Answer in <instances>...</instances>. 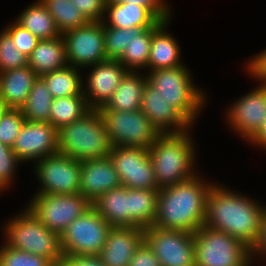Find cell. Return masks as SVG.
<instances>
[{
  "label": "cell",
  "instance_id": "277c9868",
  "mask_svg": "<svg viewBox=\"0 0 266 266\" xmlns=\"http://www.w3.org/2000/svg\"><path fill=\"white\" fill-rule=\"evenodd\" d=\"M58 153L80 162L109 156L112 144L98 109L57 129Z\"/></svg>",
  "mask_w": 266,
  "mask_h": 266
},
{
  "label": "cell",
  "instance_id": "ab89813d",
  "mask_svg": "<svg viewBox=\"0 0 266 266\" xmlns=\"http://www.w3.org/2000/svg\"><path fill=\"white\" fill-rule=\"evenodd\" d=\"M88 21H102L105 15L106 0H71Z\"/></svg>",
  "mask_w": 266,
  "mask_h": 266
},
{
  "label": "cell",
  "instance_id": "d6986e66",
  "mask_svg": "<svg viewBox=\"0 0 266 266\" xmlns=\"http://www.w3.org/2000/svg\"><path fill=\"white\" fill-rule=\"evenodd\" d=\"M121 186L109 156L81 162L79 193L91 204L102 194Z\"/></svg>",
  "mask_w": 266,
  "mask_h": 266
},
{
  "label": "cell",
  "instance_id": "5bb4252c",
  "mask_svg": "<svg viewBox=\"0 0 266 266\" xmlns=\"http://www.w3.org/2000/svg\"><path fill=\"white\" fill-rule=\"evenodd\" d=\"M109 157L122 186L130 189L159 190L148 149L112 146Z\"/></svg>",
  "mask_w": 266,
  "mask_h": 266
},
{
  "label": "cell",
  "instance_id": "7a4b0ae2",
  "mask_svg": "<svg viewBox=\"0 0 266 266\" xmlns=\"http://www.w3.org/2000/svg\"><path fill=\"white\" fill-rule=\"evenodd\" d=\"M195 175L188 180L159 189L154 226L194 233L204 225L206 201L213 183Z\"/></svg>",
  "mask_w": 266,
  "mask_h": 266
},
{
  "label": "cell",
  "instance_id": "484cf974",
  "mask_svg": "<svg viewBox=\"0 0 266 266\" xmlns=\"http://www.w3.org/2000/svg\"><path fill=\"white\" fill-rule=\"evenodd\" d=\"M92 206L112 227H130L129 188L120 186L105 192Z\"/></svg>",
  "mask_w": 266,
  "mask_h": 266
},
{
  "label": "cell",
  "instance_id": "f546056e",
  "mask_svg": "<svg viewBox=\"0 0 266 266\" xmlns=\"http://www.w3.org/2000/svg\"><path fill=\"white\" fill-rule=\"evenodd\" d=\"M81 72L77 67L67 65L48 73L42 78L53 98L84 95Z\"/></svg>",
  "mask_w": 266,
  "mask_h": 266
},
{
  "label": "cell",
  "instance_id": "f1b7e54d",
  "mask_svg": "<svg viewBox=\"0 0 266 266\" xmlns=\"http://www.w3.org/2000/svg\"><path fill=\"white\" fill-rule=\"evenodd\" d=\"M30 31L38 39H52L61 34L57 30L54 19L40 0L30 4L15 21Z\"/></svg>",
  "mask_w": 266,
  "mask_h": 266
},
{
  "label": "cell",
  "instance_id": "4316f807",
  "mask_svg": "<svg viewBox=\"0 0 266 266\" xmlns=\"http://www.w3.org/2000/svg\"><path fill=\"white\" fill-rule=\"evenodd\" d=\"M159 21L153 28H130V42L117 59L128 71L148 68L152 33L163 23Z\"/></svg>",
  "mask_w": 266,
  "mask_h": 266
},
{
  "label": "cell",
  "instance_id": "8d00e7d4",
  "mask_svg": "<svg viewBox=\"0 0 266 266\" xmlns=\"http://www.w3.org/2000/svg\"><path fill=\"white\" fill-rule=\"evenodd\" d=\"M25 121L20 109L8 108L0 118V142L12 147Z\"/></svg>",
  "mask_w": 266,
  "mask_h": 266
},
{
  "label": "cell",
  "instance_id": "603a6c76",
  "mask_svg": "<svg viewBox=\"0 0 266 266\" xmlns=\"http://www.w3.org/2000/svg\"><path fill=\"white\" fill-rule=\"evenodd\" d=\"M171 19L164 21L153 33L151 38L150 56L148 70L180 67L181 49L167 27Z\"/></svg>",
  "mask_w": 266,
  "mask_h": 266
},
{
  "label": "cell",
  "instance_id": "60d3db41",
  "mask_svg": "<svg viewBox=\"0 0 266 266\" xmlns=\"http://www.w3.org/2000/svg\"><path fill=\"white\" fill-rule=\"evenodd\" d=\"M165 0H106V3H135L146 7L159 21L169 20L171 17L169 5Z\"/></svg>",
  "mask_w": 266,
  "mask_h": 266
},
{
  "label": "cell",
  "instance_id": "bcb514c9",
  "mask_svg": "<svg viewBox=\"0 0 266 266\" xmlns=\"http://www.w3.org/2000/svg\"><path fill=\"white\" fill-rule=\"evenodd\" d=\"M250 144L260 146L266 150V118L258 133L249 141Z\"/></svg>",
  "mask_w": 266,
  "mask_h": 266
},
{
  "label": "cell",
  "instance_id": "8992f818",
  "mask_svg": "<svg viewBox=\"0 0 266 266\" xmlns=\"http://www.w3.org/2000/svg\"><path fill=\"white\" fill-rule=\"evenodd\" d=\"M147 81L192 125L206 103L205 92L196 87L184 66L149 70Z\"/></svg>",
  "mask_w": 266,
  "mask_h": 266
},
{
  "label": "cell",
  "instance_id": "7c38bea8",
  "mask_svg": "<svg viewBox=\"0 0 266 266\" xmlns=\"http://www.w3.org/2000/svg\"><path fill=\"white\" fill-rule=\"evenodd\" d=\"M144 241L161 266H195L194 233L152 225L144 229Z\"/></svg>",
  "mask_w": 266,
  "mask_h": 266
},
{
  "label": "cell",
  "instance_id": "3957f363",
  "mask_svg": "<svg viewBox=\"0 0 266 266\" xmlns=\"http://www.w3.org/2000/svg\"><path fill=\"white\" fill-rule=\"evenodd\" d=\"M189 133L188 130L161 134L148 148L159 189L176 185L197 174L194 171L195 142Z\"/></svg>",
  "mask_w": 266,
  "mask_h": 266
},
{
  "label": "cell",
  "instance_id": "9a60e30c",
  "mask_svg": "<svg viewBox=\"0 0 266 266\" xmlns=\"http://www.w3.org/2000/svg\"><path fill=\"white\" fill-rule=\"evenodd\" d=\"M258 85L226 111L228 125L245 141H250L258 133L266 118V85Z\"/></svg>",
  "mask_w": 266,
  "mask_h": 266
},
{
  "label": "cell",
  "instance_id": "83f0119b",
  "mask_svg": "<svg viewBox=\"0 0 266 266\" xmlns=\"http://www.w3.org/2000/svg\"><path fill=\"white\" fill-rule=\"evenodd\" d=\"M159 190L129 188L130 227L146 229L155 222Z\"/></svg>",
  "mask_w": 266,
  "mask_h": 266
},
{
  "label": "cell",
  "instance_id": "e575fe53",
  "mask_svg": "<svg viewBox=\"0 0 266 266\" xmlns=\"http://www.w3.org/2000/svg\"><path fill=\"white\" fill-rule=\"evenodd\" d=\"M28 65V57L20 52L11 36L0 32V73Z\"/></svg>",
  "mask_w": 266,
  "mask_h": 266
},
{
  "label": "cell",
  "instance_id": "ffe728a7",
  "mask_svg": "<svg viewBox=\"0 0 266 266\" xmlns=\"http://www.w3.org/2000/svg\"><path fill=\"white\" fill-rule=\"evenodd\" d=\"M143 241L144 229L140 227H112L98 256L105 266H128Z\"/></svg>",
  "mask_w": 266,
  "mask_h": 266
},
{
  "label": "cell",
  "instance_id": "cb8c5ba5",
  "mask_svg": "<svg viewBox=\"0 0 266 266\" xmlns=\"http://www.w3.org/2000/svg\"><path fill=\"white\" fill-rule=\"evenodd\" d=\"M67 65L62 34L56 38L39 40L36 48L28 57V66L38 77H42Z\"/></svg>",
  "mask_w": 266,
  "mask_h": 266
},
{
  "label": "cell",
  "instance_id": "1f68e13d",
  "mask_svg": "<svg viewBox=\"0 0 266 266\" xmlns=\"http://www.w3.org/2000/svg\"><path fill=\"white\" fill-rule=\"evenodd\" d=\"M90 110L84 95L53 98L49 123L59 129L82 118Z\"/></svg>",
  "mask_w": 266,
  "mask_h": 266
},
{
  "label": "cell",
  "instance_id": "7dc6e473",
  "mask_svg": "<svg viewBox=\"0 0 266 266\" xmlns=\"http://www.w3.org/2000/svg\"><path fill=\"white\" fill-rule=\"evenodd\" d=\"M7 109H8V107H7L6 103H5V101L0 96V118L6 112Z\"/></svg>",
  "mask_w": 266,
  "mask_h": 266
},
{
  "label": "cell",
  "instance_id": "d4e9b609",
  "mask_svg": "<svg viewBox=\"0 0 266 266\" xmlns=\"http://www.w3.org/2000/svg\"><path fill=\"white\" fill-rule=\"evenodd\" d=\"M137 71H128L121 83L104 106L98 109H111L116 111H134L141 108L143 91L148 82L146 75Z\"/></svg>",
  "mask_w": 266,
  "mask_h": 266
},
{
  "label": "cell",
  "instance_id": "8fae6325",
  "mask_svg": "<svg viewBox=\"0 0 266 266\" xmlns=\"http://www.w3.org/2000/svg\"><path fill=\"white\" fill-rule=\"evenodd\" d=\"M62 36L68 65L82 69L108 60L102 21H88Z\"/></svg>",
  "mask_w": 266,
  "mask_h": 266
},
{
  "label": "cell",
  "instance_id": "d590c367",
  "mask_svg": "<svg viewBox=\"0 0 266 266\" xmlns=\"http://www.w3.org/2000/svg\"><path fill=\"white\" fill-rule=\"evenodd\" d=\"M104 26V44L107 59L117 60L130 42V28Z\"/></svg>",
  "mask_w": 266,
  "mask_h": 266
},
{
  "label": "cell",
  "instance_id": "74e56055",
  "mask_svg": "<svg viewBox=\"0 0 266 266\" xmlns=\"http://www.w3.org/2000/svg\"><path fill=\"white\" fill-rule=\"evenodd\" d=\"M21 162L12 147L0 142V192L9 188L15 176V168Z\"/></svg>",
  "mask_w": 266,
  "mask_h": 266
},
{
  "label": "cell",
  "instance_id": "7402d4cb",
  "mask_svg": "<svg viewBox=\"0 0 266 266\" xmlns=\"http://www.w3.org/2000/svg\"><path fill=\"white\" fill-rule=\"evenodd\" d=\"M158 22L146 7L135 3H106L102 20L103 25L127 29L153 28Z\"/></svg>",
  "mask_w": 266,
  "mask_h": 266
},
{
  "label": "cell",
  "instance_id": "e0dca14e",
  "mask_svg": "<svg viewBox=\"0 0 266 266\" xmlns=\"http://www.w3.org/2000/svg\"><path fill=\"white\" fill-rule=\"evenodd\" d=\"M89 67L92 70L87 75L85 84L87 89L83 87V94L88 106L91 109H98L111 98L128 70L118 60L113 59Z\"/></svg>",
  "mask_w": 266,
  "mask_h": 266
},
{
  "label": "cell",
  "instance_id": "ba28073f",
  "mask_svg": "<svg viewBox=\"0 0 266 266\" xmlns=\"http://www.w3.org/2000/svg\"><path fill=\"white\" fill-rule=\"evenodd\" d=\"M112 226L91 206L60 235L63 256L99 255Z\"/></svg>",
  "mask_w": 266,
  "mask_h": 266
},
{
  "label": "cell",
  "instance_id": "30bf717a",
  "mask_svg": "<svg viewBox=\"0 0 266 266\" xmlns=\"http://www.w3.org/2000/svg\"><path fill=\"white\" fill-rule=\"evenodd\" d=\"M27 207L51 231L61 235L92 204L80 193H35Z\"/></svg>",
  "mask_w": 266,
  "mask_h": 266
},
{
  "label": "cell",
  "instance_id": "836d02e7",
  "mask_svg": "<svg viewBox=\"0 0 266 266\" xmlns=\"http://www.w3.org/2000/svg\"><path fill=\"white\" fill-rule=\"evenodd\" d=\"M0 247V266H56L46 257L12 248L6 243Z\"/></svg>",
  "mask_w": 266,
  "mask_h": 266
},
{
  "label": "cell",
  "instance_id": "d6a6232c",
  "mask_svg": "<svg viewBox=\"0 0 266 266\" xmlns=\"http://www.w3.org/2000/svg\"><path fill=\"white\" fill-rule=\"evenodd\" d=\"M40 1L53 17L57 30L60 34H63L71 29L79 28L81 25L88 22L81 11L73 5L71 0Z\"/></svg>",
  "mask_w": 266,
  "mask_h": 266
},
{
  "label": "cell",
  "instance_id": "52a82bcc",
  "mask_svg": "<svg viewBox=\"0 0 266 266\" xmlns=\"http://www.w3.org/2000/svg\"><path fill=\"white\" fill-rule=\"evenodd\" d=\"M194 253L195 266H251L254 260L244 243L204 225L194 232Z\"/></svg>",
  "mask_w": 266,
  "mask_h": 266
},
{
  "label": "cell",
  "instance_id": "4fadbf2b",
  "mask_svg": "<svg viewBox=\"0 0 266 266\" xmlns=\"http://www.w3.org/2000/svg\"><path fill=\"white\" fill-rule=\"evenodd\" d=\"M34 167L41 185L36 193H79L81 172L79 160L57 153L40 159Z\"/></svg>",
  "mask_w": 266,
  "mask_h": 266
},
{
  "label": "cell",
  "instance_id": "ee69618b",
  "mask_svg": "<svg viewBox=\"0 0 266 266\" xmlns=\"http://www.w3.org/2000/svg\"><path fill=\"white\" fill-rule=\"evenodd\" d=\"M59 266H105L98 255L63 256Z\"/></svg>",
  "mask_w": 266,
  "mask_h": 266
},
{
  "label": "cell",
  "instance_id": "b9f144b4",
  "mask_svg": "<svg viewBox=\"0 0 266 266\" xmlns=\"http://www.w3.org/2000/svg\"><path fill=\"white\" fill-rule=\"evenodd\" d=\"M128 266H161V265L160 261L155 256V253L148 246V244L145 241H143L135 251L133 257L128 263Z\"/></svg>",
  "mask_w": 266,
  "mask_h": 266
},
{
  "label": "cell",
  "instance_id": "44dd1931",
  "mask_svg": "<svg viewBox=\"0 0 266 266\" xmlns=\"http://www.w3.org/2000/svg\"><path fill=\"white\" fill-rule=\"evenodd\" d=\"M37 77L28 65L0 73V96L8 108H22Z\"/></svg>",
  "mask_w": 266,
  "mask_h": 266
},
{
  "label": "cell",
  "instance_id": "9c48e42d",
  "mask_svg": "<svg viewBox=\"0 0 266 266\" xmlns=\"http://www.w3.org/2000/svg\"><path fill=\"white\" fill-rule=\"evenodd\" d=\"M98 111L112 146L148 149L161 135L140 109L134 111L98 109Z\"/></svg>",
  "mask_w": 266,
  "mask_h": 266
},
{
  "label": "cell",
  "instance_id": "6da1fadb",
  "mask_svg": "<svg viewBox=\"0 0 266 266\" xmlns=\"http://www.w3.org/2000/svg\"><path fill=\"white\" fill-rule=\"evenodd\" d=\"M265 207L213 183L207 196L204 226L233 236L253 251L261 238Z\"/></svg>",
  "mask_w": 266,
  "mask_h": 266
},
{
  "label": "cell",
  "instance_id": "7bdbcfd3",
  "mask_svg": "<svg viewBox=\"0 0 266 266\" xmlns=\"http://www.w3.org/2000/svg\"><path fill=\"white\" fill-rule=\"evenodd\" d=\"M247 72L260 84L266 85V49L247 61Z\"/></svg>",
  "mask_w": 266,
  "mask_h": 266
},
{
  "label": "cell",
  "instance_id": "4dcf8cb0",
  "mask_svg": "<svg viewBox=\"0 0 266 266\" xmlns=\"http://www.w3.org/2000/svg\"><path fill=\"white\" fill-rule=\"evenodd\" d=\"M53 97L42 77L35 80L25 104L20 109L29 122L49 123Z\"/></svg>",
  "mask_w": 266,
  "mask_h": 266
},
{
  "label": "cell",
  "instance_id": "2e32d148",
  "mask_svg": "<svg viewBox=\"0 0 266 266\" xmlns=\"http://www.w3.org/2000/svg\"><path fill=\"white\" fill-rule=\"evenodd\" d=\"M12 149L21 162L34 161L58 153L57 129L50 123L25 121Z\"/></svg>",
  "mask_w": 266,
  "mask_h": 266
},
{
  "label": "cell",
  "instance_id": "ac0fdd59",
  "mask_svg": "<svg viewBox=\"0 0 266 266\" xmlns=\"http://www.w3.org/2000/svg\"><path fill=\"white\" fill-rule=\"evenodd\" d=\"M140 110L161 134L183 133L193 126L148 82L143 91Z\"/></svg>",
  "mask_w": 266,
  "mask_h": 266
},
{
  "label": "cell",
  "instance_id": "5b68a950",
  "mask_svg": "<svg viewBox=\"0 0 266 266\" xmlns=\"http://www.w3.org/2000/svg\"><path fill=\"white\" fill-rule=\"evenodd\" d=\"M3 232L8 246L46 257L59 266L63 258L60 235L49 230L27 206L4 225Z\"/></svg>",
  "mask_w": 266,
  "mask_h": 266
},
{
  "label": "cell",
  "instance_id": "f6af8a7d",
  "mask_svg": "<svg viewBox=\"0 0 266 266\" xmlns=\"http://www.w3.org/2000/svg\"><path fill=\"white\" fill-rule=\"evenodd\" d=\"M257 254L263 257L266 256V207H265L264 215H263L261 238H260L259 244L252 251V258H255L254 257L255 255L258 256Z\"/></svg>",
  "mask_w": 266,
  "mask_h": 266
},
{
  "label": "cell",
  "instance_id": "f35d334b",
  "mask_svg": "<svg viewBox=\"0 0 266 266\" xmlns=\"http://www.w3.org/2000/svg\"><path fill=\"white\" fill-rule=\"evenodd\" d=\"M4 30L11 36L16 48L27 57L30 56L40 40L16 22H12V24L8 25Z\"/></svg>",
  "mask_w": 266,
  "mask_h": 266
}]
</instances>
